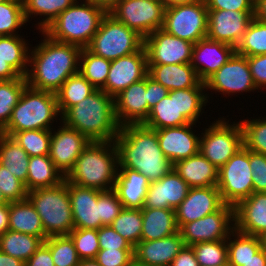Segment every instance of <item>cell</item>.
I'll use <instances>...</instances> for the list:
<instances>
[{
  "label": "cell",
  "instance_id": "cell-26",
  "mask_svg": "<svg viewBox=\"0 0 266 266\" xmlns=\"http://www.w3.org/2000/svg\"><path fill=\"white\" fill-rule=\"evenodd\" d=\"M234 229L258 237L266 232L265 192H253L234 207Z\"/></svg>",
  "mask_w": 266,
  "mask_h": 266
},
{
  "label": "cell",
  "instance_id": "cell-22",
  "mask_svg": "<svg viewBox=\"0 0 266 266\" xmlns=\"http://www.w3.org/2000/svg\"><path fill=\"white\" fill-rule=\"evenodd\" d=\"M236 52L235 47L207 37L193 45L191 65L199 80L205 82Z\"/></svg>",
  "mask_w": 266,
  "mask_h": 266
},
{
  "label": "cell",
  "instance_id": "cell-66",
  "mask_svg": "<svg viewBox=\"0 0 266 266\" xmlns=\"http://www.w3.org/2000/svg\"><path fill=\"white\" fill-rule=\"evenodd\" d=\"M90 1L93 4L102 7L107 12H109L118 2L121 0H86Z\"/></svg>",
  "mask_w": 266,
  "mask_h": 266
},
{
  "label": "cell",
  "instance_id": "cell-28",
  "mask_svg": "<svg viewBox=\"0 0 266 266\" xmlns=\"http://www.w3.org/2000/svg\"><path fill=\"white\" fill-rule=\"evenodd\" d=\"M173 169L190 188L217 186L219 169L200 152L173 164Z\"/></svg>",
  "mask_w": 266,
  "mask_h": 266
},
{
  "label": "cell",
  "instance_id": "cell-44",
  "mask_svg": "<svg viewBox=\"0 0 266 266\" xmlns=\"http://www.w3.org/2000/svg\"><path fill=\"white\" fill-rule=\"evenodd\" d=\"M235 50L246 57L266 54V23L254 17Z\"/></svg>",
  "mask_w": 266,
  "mask_h": 266
},
{
  "label": "cell",
  "instance_id": "cell-70",
  "mask_svg": "<svg viewBox=\"0 0 266 266\" xmlns=\"http://www.w3.org/2000/svg\"><path fill=\"white\" fill-rule=\"evenodd\" d=\"M6 203H9V202L5 199L4 195L2 194L0 190V205H4Z\"/></svg>",
  "mask_w": 266,
  "mask_h": 266
},
{
  "label": "cell",
  "instance_id": "cell-38",
  "mask_svg": "<svg viewBox=\"0 0 266 266\" xmlns=\"http://www.w3.org/2000/svg\"><path fill=\"white\" fill-rule=\"evenodd\" d=\"M76 0H22L26 22L32 17L40 16L42 20L36 25V29L44 31L47 26L65 9ZM34 15V16H33ZM45 17V18H44Z\"/></svg>",
  "mask_w": 266,
  "mask_h": 266
},
{
  "label": "cell",
  "instance_id": "cell-59",
  "mask_svg": "<svg viewBox=\"0 0 266 266\" xmlns=\"http://www.w3.org/2000/svg\"><path fill=\"white\" fill-rule=\"evenodd\" d=\"M25 266H55L50 248L43 242L35 254L25 262Z\"/></svg>",
  "mask_w": 266,
  "mask_h": 266
},
{
  "label": "cell",
  "instance_id": "cell-24",
  "mask_svg": "<svg viewBox=\"0 0 266 266\" xmlns=\"http://www.w3.org/2000/svg\"><path fill=\"white\" fill-rule=\"evenodd\" d=\"M184 247L179 231L162 239L140 241L133 247L134 266H170Z\"/></svg>",
  "mask_w": 266,
  "mask_h": 266
},
{
  "label": "cell",
  "instance_id": "cell-8",
  "mask_svg": "<svg viewBox=\"0 0 266 266\" xmlns=\"http://www.w3.org/2000/svg\"><path fill=\"white\" fill-rule=\"evenodd\" d=\"M143 47L144 37L107 12L86 48L97 56L113 61L138 52Z\"/></svg>",
  "mask_w": 266,
  "mask_h": 266
},
{
  "label": "cell",
  "instance_id": "cell-35",
  "mask_svg": "<svg viewBox=\"0 0 266 266\" xmlns=\"http://www.w3.org/2000/svg\"><path fill=\"white\" fill-rule=\"evenodd\" d=\"M19 35L0 36V57L21 76L29 70V42Z\"/></svg>",
  "mask_w": 266,
  "mask_h": 266
},
{
  "label": "cell",
  "instance_id": "cell-17",
  "mask_svg": "<svg viewBox=\"0 0 266 266\" xmlns=\"http://www.w3.org/2000/svg\"><path fill=\"white\" fill-rule=\"evenodd\" d=\"M58 127L57 131L51 130L49 157L56 168L66 177L74 167L79 155L91 141L63 122Z\"/></svg>",
  "mask_w": 266,
  "mask_h": 266
},
{
  "label": "cell",
  "instance_id": "cell-53",
  "mask_svg": "<svg viewBox=\"0 0 266 266\" xmlns=\"http://www.w3.org/2000/svg\"><path fill=\"white\" fill-rule=\"evenodd\" d=\"M95 260L101 266H134L133 250H99Z\"/></svg>",
  "mask_w": 266,
  "mask_h": 266
},
{
  "label": "cell",
  "instance_id": "cell-56",
  "mask_svg": "<svg viewBox=\"0 0 266 266\" xmlns=\"http://www.w3.org/2000/svg\"><path fill=\"white\" fill-rule=\"evenodd\" d=\"M247 61L256 88L264 90L266 88V54L249 56Z\"/></svg>",
  "mask_w": 266,
  "mask_h": 266
},
{
  "label": "cell",
  "instance_id": "cell-29",
  "mask_svg": "<svg viewBox=\"0 0 266 266\" xmlns=\"http://www.w3.org/2000/svg\"><path fill=\"white\" fill-rule=\"evenodd\" d=\"M148 75L169 91L193 88L200 82L191 63L148 65Z\"/></svg>",
  "mask_w": 266,
  "mask_h": 266
},
{
  "label": "cell",
  "instance_id": "cell-50",
  "mask_svg": "<svg viewBox=\"0 0 266 266\" xmlns=\"http://www.w3.org/2000/svg\"><path fill=\"white\" fill-rule=\"evenodd\" d=\"M68 236L80 260L95 259L100 250L97 229H74Z\"/></svg>",
  "mask_w": 266,
  "mask_h": 266
},
{
  "label": "cell",
  "instance_id": "cell-46",
  "mask_svg": "<svg viewBox=\"0 0 266 266\" xmlns=\"http://www.w3.org/2000/svg\"><path fill=\"white\" fill-rule=\"evenodd\" d=\"M26 23L22 0L0 3V36L19 35L18 30Z\"/></svg>",
  "mask_w": 266,
  "mask_h": 266
},
{
  "label": "cell",
  "instance_id": "cell-36",
  "mask_svg": "<svg viewBox=\"0 0 266 266\" xmlns=\"http://www.w3.org/2000/svg\"><path fill=\"white\" fill-rule=\"evenodd\" d=\"M43 242L40 237L7 230L0 235V250L25 263L35 254Z\"/></svg>",
  "mask_w": 266,
  "mask_h": 266
},
{
  "label": "cell",
  "instance_id": "cell-58",
  "mask_svg": "<svg viewBox=\"0 0 266 266\" xmlns=\"http://www.w3.org/2000/svg\"><path fill=\"white\" fill-rule=\"evenodd\" d=\"M146 91L148 107L150 109L155 106L161 99L166 97L169 93V90L167 88H165L162 84L156 82L149 75L146 76Z\"/></svg>",
  "mask_w": 266,
  "mask_h": 266
},
{
  "label": "cell",
  "instance_id": "cell-7",
  "mask_svg": "<svg viewBox=\"0 0 266 266\" xmlns=\"http://www.w3.org/2000/svg\"><path fill=\"white\" fill-rule=\"evenodd\" d=\"M27 198L41 218L44 233L49 236L69 235L74 230L68 184L37 188Z\"/></svg>",
  "mask_w": 266,
  "mask_h": 266
},
{
  "label": "cell",
  "instance_id": "cell-27",
  "mask_svg": "<svg viewBox=\"0 0 266 266\" xmlns=\"http://www.w3.org/2000/svg\"><path fill=\"white\" fill-rule=\"evenodd\" d=\"M150 181L130 168H118L113 190L126 209H142Z\"/></svg>",
  "mask_w": 266,
  "mask_h": 266
},
{
  "label": "cell",
  "instance_id": "cell-23",
  "mask_svg": "<svg viewBox=\"0 0 266 266\" xmlns=\"http://www.w3.org/2000/svg\"><path fill=\"white\" fill-rule=\"evenodd\" d=\"M64 181L68 184L74 229L101 228L100 191Z\"/></svg>",
  "mask_w": 266,
  "mask_h": 266
},
{
  "label": "cell",
  "instance_id": "cell-42",
  "mask_svg": "<svg viewBox=\"0 0 266 266\" xmlns=\"http://www.w3.org/2000/svg\"><path fill=\"white\" fill-rule=\"evenodd\" d=\"M26 86V77L0 80V132L6 127Z\"/></svg>",
  "mask_w": 266,
  "mask_h": 266
},
{
  "label": "cell",
  "instance_id": "cell-57",
  "mask_svg": "<svg viewBox=\"0 0 266 266\" xmlns=\"http://www.w3.org/2000/svg\"><path fill=\"white\" fill-rule=\"evenodd\" d=\"M208 10L255 11L254 0H205Z\"/></svg>",
  "mask_w": 266,
  "mask_h": 266
},
{
  "label": "cell",
  "instance_id": "cell-39",
  "mask_svg": "<svg viewBox=\"0 0 266 266\" xmlns=\"http://www.w3.org/2000/svg\"><path fill=\"white\" fill-rule=\"evenodd\" d=\"M261 248L260 237L246 235L234 229L227 239L228 266H243Z\"/></svg>",
  "mask_w": 266,
  "mask_h": 266
},
{
  "label": "cell",
  "instance_id": "cell-12",
  "mask_svg": "<svg viewBox=\"0 0 266 266\" xmlns=\"http://www.w3.org/2000/svg\"><path fill=\"white\" fill-rule=\"evenodd\" d=\"M164 11L161 0H121L109 13L145 38L163 27Z\"/></svg>",
  "mask_w": 266,
  "mask_h": 266
},
{
  "label": "cell",
  "instance_id": "cell-3",
  "mask_svg": "<svg viewBox=\"0 0 266 266\" xmlns=\"http://www.w3.org/2000/svg\"><path fill=\"white\" fill-rule=\"evenodd\" d=\"M61 122L90 141H115L120 130L115 117L114 98L101 89H96L70 107L61 116Z\"/></svg>",
  "mask_w": 266,
  "mask_h": 266
},
{
  "label": "cell",
  "instance_id": "cell-18",
  "mask_svg": "<svg viewBox=\"0 0 266 266\" xmlns=\"http://www.w3.org/2000/svg\"><path fill=\"white\" fill-rule=\"evenodd\" d=\"M255 11L208 10L207 38L236 48Z\"/></svg>",
  "mask_w": 266,
  "mask_h": 266
},
{
  "label": "cell",
  "instance_id": "cell-20",
  "mask_svg": "<svg viewBox=\"0 0 266 266\" xmlns=\"http://www.w3.org/2000/svg\"><path fill=\"white\" fill-rule=\"evenodd\" d=\"M195 123H189L178 127H166L157 132L160 149L167 159L175 164L199 153L200 134H195Z\"/></svg>",
  "mask_w": 266,
  "mask_h": 266
},
{
  "label": "cell",
  "instance_id": "cell-67",
  "mask_svg": "<svg viewBox=\"0 0 266 266\" xmlns=\"http://www.w3.org/2000/svg\"><path fill=\"white\" fill-rule=\"evenodd\" d=\"M161 1L164 3L165 7H168L175 4L192 3L197 0H161Z\"/></svg>",
  "mask_w": 266,
  "mask_h": 266
},
{
  "label": "cell",
  "instance_id": "cell-54",
  "mask_svg": "<svg viewBox=\"0 0 266 266\" xmlns=\"http://www.w3.org/2000/svg\"><path fill=\"white\" fill-rule=\"evenodd\" d=\"M249 163L254 192L266 193V155L249 150Z\"/></svg>",
  "mask_w": 266,
  "mask_h": 266
},
{
  "label": "cell",
  "instance_id": "cell-31",
  "mask_svg": "<svg viewBox=\"0 0 266 266\" xmlns=\"http://www.w3.org/2000/svg\"><path fill=\"white\" fill-rule=\"evenodd\" d=\"M9 230L37 236L43 241L48 238L41 218L28 198L9 202Z\"/></svg>",
  "mask_w": 266,
  "mask_h": 266
},
{
  "label": "cell",
  "instance_id": "cell-33",
  "mask_svg": "<svg viewBox=\"0 0 266 266\" xmlns=\"http://www.w3.org/2000/svg\"><path fill=\"white\" fill-rule=\"evenodd\" d=\"M64 180V175L56 168L49 155L30 157L26 180L28 192L60 185Z\"/></svg>",
  "mask_w": 266,
  "mask_h": 266
},
{
  "label": "cell",
  "instance_id": "cell-9",
  "mask_svg": "<svg viewBox=\"0 0 266 266\" xmlns=\"http://www.w3.org/2000/svg\"><path fill=\"white\" fill-rule=\"evenodd\" d=\"M226 120L218 118L200 136L199 152L218 169L244 146L240 122L229 124Z\"/></svg>",
  "mask_w": 266,
  "mask_h": 266
},
{
  "label": "cell",
  "instance_id": "cell-4",
  "mask_svg": "<svg viewBox=\"0 0 266 266\" xmlns=\"http://www.w3.org/2000/svg\"><path fill=\"white\" fill-rule=\"evenodd\" d=\"M118 166L114 141H91L65 179L81 187L108 191L114 188Z\"/></svg>",
  "mask_w": 266,
  "mask_h": 266
},
{
  "label": "cell",
  "instance_id": "cell-45",
  "mask_svg": "<svg viewBox=\"0 0 266 266\" xmlns=\"http://www.w3.org/2000/svg\"><path fill=\"white\" fill-rule=\"evenodd\" d=\"M199 266H228L227 240L192 245Z\"/></svg>",
  "mask_w": 266,
  "mask_h": 266
},
{
  "label": "cell",
  "instance_id": "cell-48",
  "mask_svg": "<svg viewBox=\"0 0 266 266\" xmlns=\"http://www.w3.org/2000/svg\"><path fill=\"white\" fill-rule=\"evenodd\" d=\"M44 243L50 248L55 266H79L80 259L68 235L49 236Z\"/></svg>",
  "mask_w": 266,
  "mask_h": 266
},
{
  "label": "cell",
  "instance_id": "cell-43",
  "mask_svg": "<svg viewBox=\"0 0 266 266\" xmlns=\"http://www.w3.org/2000/svg\"><path fill=\"white\" fill-rule=\"evenodd\" d=\"M110 226L134 247L141 241L142 209L123 208Z\"/></svg>",
  "mask_w": 266,
  "mask_h": 266
},
{
  "label": "cell",
  "instance_id": "cell-14",
  "mask_svg": "<svg viewBox=\"0 0 266 266\" xmlns=\"http://www.w3.org/2000/svg\"><path fill=\"white\" fill-rule=\"evenodd\" d=\"M204 83L206 91L221 92L223 96L258 90L253 82L247 57L236 52Z\"/></svg>",
  "mask_w": 266,
  "mask_h": 266
},
{
  "label": "cell",
  "instance_id": "cell-61",
  "mask_svg": "<svg viewBox=\"0 0 266 266\" xmlns=\"http://www.w3.org/2000/svg\"><path fill=\"white\" fill-rule=\"evenodd\" d=\"M21 76L0 57V80H12Z\"/></svg>",
  "mask_w": 266,
  "mask_h": 266
},
{
  "label": "cell",
  "instance_id": "cell-47",
  "mask_svg": "<svg viewBox=\"0 0 266 266\" xmlns=\"http://www.w3.org/2000/svg\"><path fill=\"white\" fill-rule=\"evenodd\" d=\"M29 157L49 155L51 130H24L11 136Z\"/></svg>",
  "mask_w": 266,
  "mask_h": 266
},
{
  "label": "cell",
  "instance_id": "cell-32",
  "mask_svg": "<svg viewBox=\"0 0 266 266\" xmlns=\"http://www.w3.org/2000/svg\"><path fill=\"white\" fill-rule=\"evenodd\" d=\"M189 123L191 122L178 111L177 90H172L151 108L148 118L143 125L151 129L159 130Z\"/></svg>",
  "mask_w": 266,
  "mask_h": 266
},
{
  "label": "cell",
  "instance_id": "cell-40",
  "mask_svg": "<svg viewBox=\"0 0 266 266\" xmlns=\"http://www.w3.org/2000/svg\"><path fill=\"white\" fill-rule=\"evenodd\" d=\"M204 89L205 83L200 81L193 88L177 90L178 111L191 123L199 122L198 119L202 115L204 107L209 103V94Z\"/></svg>",
  "mask_w": 266,
  "mask_h": 266
},
{
  "label": "cell",
  "instance_id": "cell-30",
  "mask_svg": "<svg viewBox=\"0 0 266 266\" xmlns=\"http://www.w3.org/2000/svg\"><path fill=\"white\" fill-rule=\"evenodd\" d=\"M142 216L141 241L162 239L179 231L175 209L142 208Z\"/></svg>",
  "mask_w": 266,
  "mask_h": 266
},
{
  "label": "cell",
  "instance_id": "cell-41",
  "mask_svg": "<svg viewBox=\"0 0 266 266\" xmlns=\"http://www.w3.org/2000/svg\"><path fill=\"white\" fill-rule=\"evenodd\" d=\"M111 61L82 48L79 58V72L96 88L105 86Z\"/></svg>",
  "mask_w": 266,
  "mask_h": 266
},
{
  "label": "cell",
  "instance_id": "cell-60",
  "mask_svg": "<svg viewBox=\"0 0 266 266\" xmlns=\"http://www.w3.org/2000/svg\"><path fill=\"white\" fill-rule=\"evenodd\" d=\"M170 266H199L192 246H186L173 259Z\"/></svg>",
  "mask_w": 266,
  "mask_h": 266
},
{
  "label": "cell",
  "instance_id": "cell-21",
  "mask_svg": "<svg viewBox=\"0 0 266 266\" xmlns=\"http://www.w3.org/2000/svg\"><path fill=\"white\" fill-rule=\"evenodd\" d=\"M147 102L146 77L114 97L115 117L119 126L143 124L150 113Z\"/></svg>",
  "mask_w": 266,
  "mask_h": 266
},
{
  "label": "cell",
  "instance_id": "cell-25",
  "mask_svg": "<svg viewBox=\"0 0 266 266\" xmlns=\"http://www.w3.org/2000/svg\"><path fill=\"white\" fill-rule=\"evenodd\" d=\"M190 187L172 168L157 181L150 182L143 208L176 209L187 197Z\"/></svg>",
  "mask_w": 266,
  "mask_h": 266
},
{
  "label": "cell",
  "instance_id": "cell-69",
  "mask_svg": "<svg viewBox=\"0 0 266 266\" xmlns=\"http://www.w3.org/2000/svg\"><path fill=\"white\" fill-rule=\"evenodd\" d=\"M261 242H262V248L266 251V232L260 236Z\"/></svg>",
  "mask_w": 266,
  "mask_h": 266
},
{
  "label": "cell",
  "instance_id": "cell-52",
  "mask_svg": "<svg viewBox=\"0 0 266 266\" xmlns=\"http://www.w3.org/2000/svg\"><path fill=\"white\" fill-rule=\"evenodd\" d=\"M123 205L116 192L100 191V221L103 226H109L123 210Z\"/></svg>",
  "mask_w": 266,
  "mask_h": 266
},
{
  "label": "cell",
  "instance_id": "cell-1",
  "mask_svg": "<svg viewBox=\"0 0 266 266\" xmlns=\"http://www.w3.org/2000/svg\"><path fill=\"white\" fill-rule=\"evenodd\" d=\"M39 33L44 39L30 49L27 85L36 90L56 93L71 75L79 72L82 48L55 41L43 31Z\"/></svg>",
  "mask_w": 266,
  "mask_h": 266
},
{
  "label": "cell",
  "instance_id": "cell-51",
  "mask_svg": "<svg viewBox=\"0 0 266 266\" xmlns=\"http://www.w3.org/2000/svg\"><path fill=\"white\" fill-rule=\"evenodd\" d=\"M0 190L8 202L25 200L28 195L25 184L2 165H0Z\"/></svg>",
  "mask_w": 266,
  "mask_h": 266
},
{
  "label": "cell",
  "instance_id": "cell-16",
  "mask_svg": "<svg viewBox=\"0 0 266 266\" xmlns=\"http://www.w3.org/2000/svg\"><path fill=\"white\" fill-rule=\"evenodd\" d=\"M148 75V61L145 47L138 52L111 61L105 86L101 89L115 97L131 84Z\"/></svg>",
  "mask_w": 266,
  "mask_h": 266
},
{
  "label": "cell",
  "instance_id": "cell-37",
  "mask_svg": "<svg viewBox=\"0 0 266 266\" xmlns=\"http://www.w3.org/2000/svg\"><path fill=\"white\" fill-rule=\"evenodd\" d=\"M95 90L96 88L80 72L71 75L56 92L61 116Z\"/></svg>",
  "mask_w": 266,
  "mask_h": 266
},
{
  "label": "cell",
  "instance_id": "cell-55",
  "mask_svg": "<svg viewBox=\"0 0 266 266\" xmlns=\"http://www.w3.org/2000/svg\"><path fill=\"white\" fill-rule=\"evenodd\" d=\"M100 250H133V247L110 225L102 226L97 230Z\"/></svg>",
  "mask_w": 266,
  "mask_h": 266
},
{
  "label": "cell",
  "instance_id": "cell-62",
  "mask_svg": "<svg viewBox=\"0 0 266 266\" xmlns=\"http://www.w3.org/2000/svg\"><path fill=\"white\" fill-rule=\"evenodd\" d=\"M9 230V203L0 205V235Z\"/></svg>",
  "mask_w": 266,
  "mask_h": 266
},
{
  "label": "cell",
  "instance_id": "cell-15",
  "mask_svg": "<svg viewBox=\"0 0 266 266\" xmlns=\"http://www.w3.org/2000/svg\"><path fill=\"white\" fill-rule=\"evenodd\" d=\"M193 45L162 28L144 38L148 65L191 63Z\"/></svg>",
  "mask_w": 266,
  "mask_h": 266
},
{
  "label": "cell",
  "instance_id": "cell-34",
  "mask_svg": "<svg viewBox=\"0 0 266 266\" xmlns=\"http://www.w3.org/2000/svg\"><path fill=\"white\" fill-rule=\"evenodd\" d=\"M29 159L27 152L10 136L0 133V165L25 184Z\"/></svg>",
  "mask_w": 266,
  "mask_h": 266
},
{
  "label": "cell",
  "instance_id": "cell-19",
  "mask_svg": "<svg viewBox=\"0 0 266 266\" xmlns=\"http://www.w3.org/2000/svg\"><path fill=\"white\" fill-rule=\"evenodd\" d=\"M224 202L217 186L190 188L187 197L175 209L177 226L199 220L218 211Z\"/></svg>",
  "mask_w": 266,
  "mask_h": 266
},
{
  "label": "cell",
  "instance_id": "cell-6",
  "mask_svg": "<svg viewBox=\"0 0 266 266\" xmlns=\"http://www.w3.org/2000/svg\"><path fill=\"white\" fill-rule=\"evenodd\" d=\"M56 118L61 120L56 93L36 90L27 85L0 133L11 137L24 130H52L55 129L53 122Z\"/></svg>",
  "mask_w": 266,
  "mask_h": 266
},
{
  "label": "cell",
  "instance_id": "cell-63",
  "mask_svg": "<svg viewBox=\"0 0 266 266\" xmlns=\"http://www.w3.org/2000/svg\"><path fill=\"white\" fill-rule=\"evenodd\" d=\"M243 266H266V251L261 248L253 257L245 261Z\"/></svg>",
  "mask_w": 266,
  "mask_h": 266
},
{
  "label": "cell",
  "instance_id": "cell-13",
  "mask_svg": "<svg viewBox=\"0 0 266 266\" xmlns=\"http://www.w3.org/2000/svg\"><path fill=\"white\" fill-rule=\"evenodd\" d=\"M234 230V207L224 204L218 211L184 224L179 232L186 246L227 240Z\"/></svg>",
  "mask_w": 266,
  "mask_h": 266
},
{
  "label": "cell",
  "instance_id": "cell-11",
  "mask_svg": "<svg viewBox=\"0 0 266 266\" xmlns=\"http://www.w3.org/2000/svg\"><path fill=\"white\" fill-rule=\"evenodd\" d=\"M249 150L240 148L218 171L217 187L224 204L235 207L253 192Z\"/></svg>",
  "mask_w": 266,
  "mask_h": 266
},
{
  "label": "cell",
  "instance_id": "cell-49",
  "mask_svg": "<svg viewBox=\"0 0 266 266\" xmlns=\"http://www.w3.org/2000/svg\"><path fill=\"white\" fill-rule=\"evenodd\" d=\"M239 122L243 129L244 146L250 151L266 155V117Z\"/></svg>",
  "mask_w": 266,
  "mask_h": 266
},
{
  "label": "cell",
  "instance_id": "cell-10",
  "mask_svg": "<svg viewBox=\"0 0 266 266\" xmlns=\"http://www.w3.org/2000/svg\"><path fill=\"white\" fill-rule=\"evenodd\" d=\"M162 29L193 44L205 38L208 29L205 0L165 7Z\"/></svg>",
  "mask_w": 266,
  "mask_h": 266
},
{
  "label": "cell",
  "instance_id": "cell-2",
  "mask_svg": "<svg viewBox=\"0 0 266 266\" xmlns=\"http://www.w3.org/2000/svg\"><path fill=\"white\" fill-rule=\"evenodd\" d=\"M114 142L118 151V168L137 170L150 182L161 179L173 168L160 149L155 129L143 124L124 125Z\"/></svg>",
  "mask_w": 266,
  "mask_h": 266
},
{
  "label": "cell",
  "instance_id": "cell-65",
  "mask_svg": "<svg viewBox=\"0 0 266 266\" xmlns=\"http://www.w3.org/2000/svg\"><path fill=\"white\" fill-rule=\"evenodd\" d=\"M254 17L262 23H266V0H257L255 2Z\"/></svg>",
  "mask_w": 266,
  "mask_h": 266
},
{
  "label": "cell",
  "instance_id": "cell-64",
  "mask_svg": "<svg viewBox=\"0 0 266 266\" xmlns=\"http://www.w3.org/2000/svg\"><path fill=\"white\" fill-rule=\"evenodd\" d=\"M0 266H25V263L22 260L5 254L0 250Z\"/></svg>",
  "mask_w": 266,
  "mask_h": 266
},
{
  "label": "cell",
  "instance_id": "cell-68",
  "mask_svg": "<svg viewBox=\"0 0 266 266\" xmlns=\"http://www.w3.org/2000/svg\"><path fill=\"white\" fill-rule=\"evenodd\" d=\"M79 266H101L95 259L80 260Z\"/></svg>",
  "mask_w": 266,
  "mask_h": 266
},
{
  "label": "cell",
  "instance_id": "cell-5",
  "mask_svg": "<svg viewBox=\"0 0 266 266\" xmlns=\"http://www.w3.org/2000/svg\"><path fill=\"white\" fill-rule=\"evenodd\" d=\"M79 1L61 12L43 32L55 41L86 48L107 11L90 1Z\"/></svg>",
  "mask_w": 266,
  "mask_h": 266
}]
</instances>
